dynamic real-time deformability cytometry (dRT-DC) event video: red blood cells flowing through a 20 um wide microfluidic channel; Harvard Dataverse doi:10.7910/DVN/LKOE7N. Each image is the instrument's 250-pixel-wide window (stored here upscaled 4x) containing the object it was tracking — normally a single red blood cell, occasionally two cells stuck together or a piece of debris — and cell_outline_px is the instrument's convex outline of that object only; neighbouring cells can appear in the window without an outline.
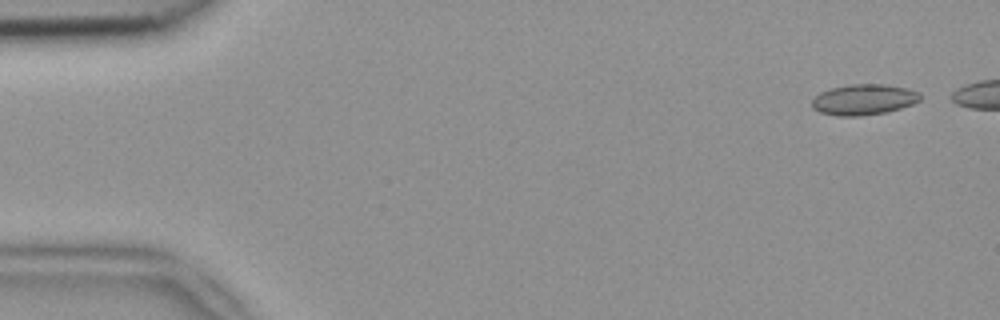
{"species": "common noctule bat (a hibernating species)", "species_latin": "Nyctalus noctula", "temperature_condition": "room temperature", "stored_images_in_passage": 45, "camera_frame_rate_fps": 3000, "um_per_image_px": 0.085, "animal": {"sex": "female", "body_mass_g": 18.4}, "frame": {"image": 1, "passage_image": 3, "time_ms": 0.667, "image_size_px": [1000, 320], "cell_outline_px": [[920, 100], [912, 104], [888, 112], [860, 116], [836, 116], [820, 112], [812, 108], [812, 100], [820, 92], [832, 88], [852, 84], [884, 84], [908, 88], [920, 92]], "centroid_in_image_um": [73.43, 8.47], "position_along_channel_um": 11.6, "area_um2": 19.42}}
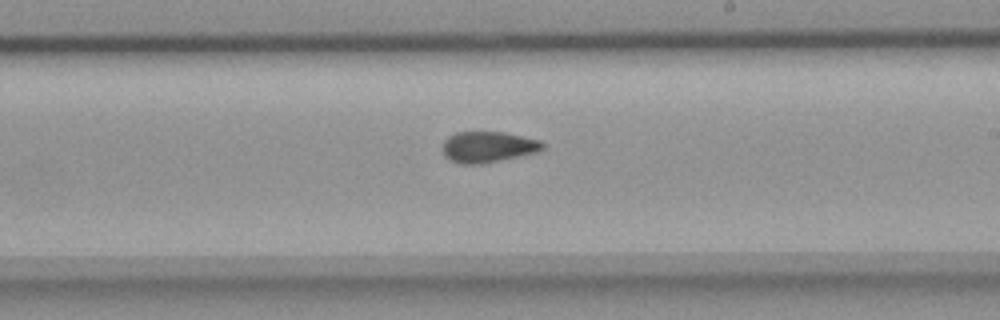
{"frame": {"image": 2, "passage_image": 30, "time_ms": 9.667, "image_size_px": [1000, 320], "cell_outline_px": [[544, 148], [536, 152], [484, 164], [456, 164], [448, 160], [444, 156], [444, 140], [448, 136], [456, 132], [504, 132], [540, 140], [544, 144]], "centroid_in_image_um": [41.45, 12.5], "position_along_channel_um": 247.6, "area_um2": 18.15}}
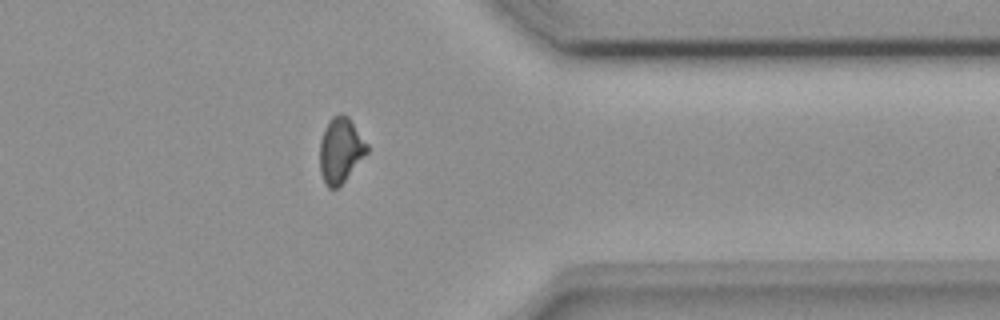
{"frame": {"image": 3, "passage_image": 41, "time_ms": 13.333, "image_size_px": [1000, 320], "cell_outline_px": [[368, 152], [344, 180], [336, 188], [328, 188], [320, 172], [320, 140], [324, 128], [328, 120], [332, 116], [340, 112], [344, 112], [348, 116], [368, 144]], "centroid_in_image_um": [28.93, 12.71], "position_along_channel_um": 382.5, "area_um2": 17.92}, "authors_computed_cell_mechanics": {"area_um2": 18.3804, "velocity_mm_per_s": 3.9692, "shape_relaxation_time_tau1_ms": null, "shape_relaxation_time_tau2_ms": 2.9387, "deformation_change_tau1": null, "deformation_change_tau2": 0.0912}}